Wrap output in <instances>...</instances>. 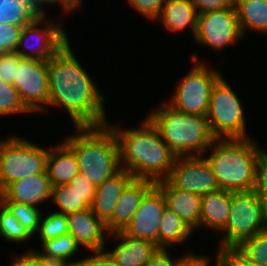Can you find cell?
<instances>
[{"label":"cell","mask_w":267,"mask_h":266,"mask_svg":"<svg viewBox=\"0 0 267 266\" xmlns=\"http://www.w3.org/2000/svg\"><path fill=\"white\" fill-rule=\"evenodd\" d=\"M91 78L68 41L48 61V106L64 107L75 126L107 124L103 94Z\"/></svg>","instance_id":"obj_1"},{"label":"cell","mask_w":267,"mask_h":266,"mask_svg":"<svg viewBox=\"0 0 267 266\" xmlns=\"http://www.w3.org/2000/svg\"><path fill=\"white\" fill-rule=\"evenodd\" d=\"M142 122L138 129H120L118 124H107L118 140L121 168L134 178L157 183L168 178L177 156L148 118Z\"/></svg>","instance_id":"obj_2"},{"label":"cell","mask_w":267,"mask_h":266,"mask_svg":"<svg viewBox=\"0 0 267 266\" xmlns=\"http://www.w3.org/2000/svg\"><path fill=\"white\" fill-rule=\"evenodd\" d=\"M64 142L74 151L79 173L96 187L121 169L118 140L108 125L75 126Z\"/></svg>","instance_id":"obj_3"},{"label":"cell","mask_w":267,"mask_h":266,"mask_svg":"<svg viewBox=\"0 0 267 266\" xmlns=\"http://www.w3.org/2000/svg\"><path fill=\"white\" fill-rule=\"evenodd\" d=\"M210 148L212 153L205 158L220 189L254 190L259 146L253 138H216Z\"/></svg>","instance_id":"obj_4"},{"label":"cell","mask_w":267,"mask_h":266,"mask_svg":"<svg viewBox=\"0 0 267 266\" xmlns=\"http://www.w3.org/2000/svg\"><path fill=\"white\" fill-rule=\"evenodd\" d=\"M152 111L148 119L177 157L205 156L216 137L207 116L179 112L167 103Z\"/></svg>","instance_id":"obj_5"},{"label":"cell","mask_w":267,"mask_h":266,"mask_svg":"<svg viewBox=\"0 0 267 266\" xmlns=\"http://www.w3.org/2000/svg\"><path fill=\"white\" fill-rule=\"evenodd\" d=\"M49 149L15 135L0 141V193L12 182L46 172Z\"/></svg>","instance_id":"obj_6"},{"label":"cell","mask_w":267,"mask_h":266,"mask_svg":"<svg viewBox=\"0 0 267 266\" xmlns=\"http://www.w3.org/2000/svg\"><path fill=\"white\" fill-rule=\"evenodd\" d=\"M267 228V206L254 190L231 192L230 215L219 249L235 248ZM226 232V233H225Z\"/></svg>","instance_id":"obj_7"},{"label":"cell","mask_w":267,"mask_h":266,"mask_svg":"<svg viewBox=\"0 0 267 266\" xmlns=\"http://www.w3.org/2000/svg\"><path fill=\"white\" fill-rule=\"evenodd\" d=\"M237 96L223 77L215 83L206 116L216 138H250L246 135L243 106Z\"/></svg>","instance_id":"obj_8"},{"label":"cell","mask_w":267,"mask_h":266,"mask_svg":"<svg viewBox=\"0 0 267 266\" xmlns=\"http://www.w3.org/2000/svg\"><path fill=\"white\" fill-rule=\"evenodd\" d=\"M221 77L219 71L209 70L204 62H196L182 77L167 104L179 112L206 116L213 87Z\"/></svg>","instance_id":"obj_9"},{"label":"cell","mask_w":267,"mask_h":266,"mask_svg":"<svg viewBox=\"0 0 267 266\" xmlns=\"http://www.w3.org/2000/svg\"><path fill=\"white\" fill-rule=\"evenodd\" d=\"M45 17V14H43L32 24L22 28L15 51L20 57L48 62L69 41L67 33L65 32L66 30H64L62 25L60 23L54 24L51 21H46ZM40 24L44 27L40 28ZM30 37H32L31 39L33 40H37L38 44L36 43V47L32 45L35 41L30 42L31 44L28 43ZM33 37H35V39ZM21 46L26 49H23V47L21 49ZM26 50L28 51L26 52Z\"/></svg>","instance_id":"obj_10"},{"label":"cell","mask_w":267,"mask_h":266,"mask_svg":"<svg viewBox=\"0 0 267 266\" xmlns=\"http://www.w3.org/2000/svg\"><path fill=\"white\" fill-rule=\"evenodd\" d=\"M242 37L234 5L223 10L198 15L193 37L198 44L206 45L215 51H222Z\"/></svg>","instance_id":"obj_11"},{"label":"cell","mask_w":267,"mask_h":266,"mask_svg":"<svg viewBox=\"0 0 267 266\" xmlns=\"http://www.w3.org/2000/svg\"><path fill=\"white\" fill-rule=\"evenodd\" d=\"M13 85L31 112L45 111L49 103L48 62L21 58Z\"/></svg>","instance_id":"obj_12"},{"label":"cell","mask_w":267,"mask_h":266,"mask_svg":"<svg viewBox=\"0 0 267 266\" xmlns=\"http://www.w3.org/2000/svg\"><path fill=\"white\" fill-rule=\"evenodd\" d=\"M167 180L200 196L220 189L211 165L202 156L177 157Z\"/></svg>","instance_id":"obj_13"},{"label":"cell","mask_w":267,"mask_h":266,"mask_svg":"<svg viewBox=\"0 0 267 266\" xmlns=\"http://www.w3.org/2000/svg\"><path fill=\"white\" fill-rule=\"evenodd\" d=\"M166 207L167 203L162 191L155 186L144 197L122 232L132 238L150 241L159 247V228Z\"/></svg>","instance_id":"obj_14"},{"label":"cell","mask_w":267,"mask_h":266,"mask_svg":"<svg viewBox=\"0 0 267 266\" xmlns=\"http://www.w3.org/2000/svg\"><path fill=\"white\" fill-rule=\"evenodd\" d=\"M156 186V182L133 178L123 189L111 218L105 223L109 234L123 231L131 221L144 197Z\"/></svg>","instance_id":"obj_15"},{"label":"cell","mask_w":267,"mask_h":266,"mask_svg":"<svg viewBox=\"0 0 267 266\" xmlns=\"http://www.w3.org/2000/svg\"><path fill=\"white\" fill-rule=\"evenodd\" d=\"M52 187L46 171L12 182L0 193V201L19 202L38 208V204L47 200L51 201Z\"/></svg>","instance_id":"obj_16"},{"label":"cell","mask_w":267,"mask_h":266,"mask_svg":"<svg viewBox=\"0 0 267 266\" xmlns=\"http://www.w3.org/2000/svg\"><path fill=\"white\" fill-rule=\"evenodd\" d=\"M68 234L72 235L78 245L85 246L89 251L105 249V232L109 236L106 224L87 208L68 214Z\"/></svg>","instance_id":"obj_17"},{"label":"cell","mask_w":267,"mask_h":266,"mask_svg":"<svg viewBox=\"0 0 267 266\" xmlns=\"http://www.w3.org/2000/svg\"><path fill=\"white\" fill-rule=\"evenodd\" d=\"M162 191L167 207L175 212L192 230L201 226V196L174 187L167 179L156 183Z\"/></svg>","instance_id":"obj_18"},{"label":"cell","mask_w":267,"mask_h":266,"mask_svg":"<svg viewBox=\"0 0 267 266\" xmlns=\"http://www.w3.org/2000/svg\"><path fill=\"white\" fill-rule=\"evenodd\" d=\"M133 178L134 176L130 172L121 168L96 187L95 197L90 208L104 223L111 218L123 189Z\"/></svg>","instance_id":"obj_19"},{"label":"cell","mask_w":267,"mask_h":266,"mask_svg":"<svg viewBox=\"0 0 267 266\" xmlns=\"http://www.w3.org/2000/svg\"><path fill=\"white\" fill-rule=\"evenodd\" d=\"M109 236L120 242H117L112 251H107L120 266H145L159 248L150 241L132 238L122 231L111 233Z\"/></svg>","instance_id":"obj_20"},{"label":"cell","mask_w":267,"mask_h":266,"mask_svg":"<svg viewBox=\"0 0 267 266\" xmlns=\"http://www.w3.org/2000/svg\"><path fill=\"white\" fill-rule=\"evenodd\" d=\"M53 148L49 150L46 168L51 184H69L79 173L76 155L64 141Z\"/></svg>","instance_id":"obj_21"},{"label":"cell","mask_w":267,"mask_h":266,"mask_svg":"<svg viewBox=\"0 0 267 266\" xmlns=\"http://www.w3.org/2000/svg\"><path fill=\"white\" fill-rule=\"evenodd\" d=\"M231 191L216 190L201 196V225L221 231L230 215Z\"/></svg>","instance_id":"obj_22"},{"label":"cell","mask_w":267,"mask_h":266,"mask_svg":"<svg viewBox=\"0 0 267 266\" xmlns=\"http://www.w3.org/2000/svg\"><path fill=\"white\" fill-rule=\"evenodd\" d=\"M198 14L190 0H165L161 19L167 30L180 33L185 28H191L193 36L196 32Z\"/></svg>","instance_id":"obj_23"},{"label":"cell","mask_w":267,"mask_h":266,"mask_svg":"<svg viewBox=\"0 0 267 266\" xmlns=\"http://www.w3.org/2000/svg\"><path fill=\"white\" fill-rule=\"evenodd\" d=\"M243 36L251 29L267 34V0H234Z\"/></svg>","instance_id":"obj_24"},{"label":"cell","mask_w":267,"mask_h":266,"mask_svg":"<svg viewBox=\"0 0 267 266\" xmlns=\"http://www.w3.org/2000/svg\"><path fill=\"white\" fill-rule=\"evenodd\" d=\"M192 231L175 212L166 207L159 228V248L183 243Z\"/></svg>","instance_id":"obj_25"},{"label":"cell","mask_w":267,"mask_h":266,"mask_svg":"<svg viewBox=\"0 0 267 266\" xmlns=\"http://www.w3.org/2000/svg\"><path fill=\"white\" fill-rule=\"evenodd\" d=\"M41 15L27 0H0V24L24 27Z\"/></svg>","instance_id":"obj_26"},{"label":"cell","mask_w":267,"mask_h":266,"mask_svg":"<svg viewBox=\"0 0 267 266\" xmlns=\"http://www.w3.org/2000/svg\"><path fill=\"white\" fill-rule=\"evenodd\" d=\"M43 253L37 252L42 258L50 261L60 262L67 266H78L80 260L69 261L78 251L79 245L75 238L70 235L59 236L42 242Z\"/></svg>","instance_id":"obj_27"},{"label":"cell","mask_w":267,"mask_h":266,"mask_svg":"<svg viewBox=\"0 0 267 266\" xmlns=\"http://www.w3.org/2000/svg\"><path fill=\"white\" fill-rule=\"evenodd\" d=\"M52 202L57 205L60 214H71L81 211L90 206L82 199L81 195L72 188L70 184L57 185L52 187Z\"/></svg>","instance_id":"obj_28"},{"label":"cell","mask_w":267,"mask_h":266,"mask_svg":"<svg viewBox=\"0 0 267 266\" xmlns=\"http://www.w3.org/2000/svg\"><path fill=\"white\" fill-rule=\"evenodd\" d=\"M256 266H267V228L243 240L235 247Z\"/></svg>","instance_id":"obj_29"},{"label":"cell","mask_w":267,"mask_h":266,"mask_svg":"<svg viewBox=\"0 0 267 266\" xmlns=\"http://www.w3.org/2000/svg\"><path fill=\"white\" fill-rule=\"evenodd\" d=\"M0 236L5 240L26 242L32 235L19 223L11 211L0 201Z\"/></svg>","instance_id":"obj_30"},{"label":"cell","mask_w":267,"mask_h":266,"mask_svg":"<svg viewBox=\"0 0 267 266\" xmlns=\"http://www.w3.org/2000/svg\"><path fill=\"white\" fill-rule=\"evenodd\" d=\"M25 112L31 111L22 102L14 85L0 79V116Z\"/></svg>","instance_id":"obj_31"},{"label":"cell","mask_w":267,"mask_h":266,"mask_svg":"<svg viewBox=\"0 0 267 266\" xmlns=\"http://www.w3.org/2000/svg\"><path fill=\"white\" fill-rule=\"evenodd\" d=\"M2 203L11 211L13 216L32 236L38 232L42 216L39 208H34L19 202Z\"/></svg>","instance_id":"obj_32"},{"label":"cell","mask_w":267,"mask_h":266,"mask_svg":"<svg viewBox=\"0 0 267 266\" xmlns=\"http://www.w3.org/2000/svg\"><path fill=\"white\" fill-rule=\"evenodd\" d=\"M39 238L41 243L48 239L57 238L68 234V218L65 214L52 212L40 219Z\"/></svg>","instance_id":"obj_33"},{"label":"cell","mask_w":267,"mask_h":266,"mask_svg":"<svg viewBox=\"0 0 267 266\" xmlns=\"http://www.w3.org/2000/svg\"><path fill=\"white\" fill-rule=\"evenodd\" d=\"M254 191L267 206V151L259 147Z\"/></svg>","instance_id":"obj_34"},{"label":"cell","mask_w":267,"mask_h":266,"mask_svg":"<svg viewBox=\"0 0 267 266\" xmlns=\"http://www.w3.org/2000/svg\"><path fill=\"white\" fill-rule=\"evenodd\" d=\"M22 26L0 24V53L15 52Z\"/></svg>","instance_id":"obj_35"},{"label":"cell","mask_w":267,"mask_h":266,"mask_svg":"<svg viewBox=\"0 0 267 266\" xmlns=\"http://www.w3.org/2000/svg\"><path fill=\"white\" fill-rule=\"evenodd\" d=\"M134 10L150 20L161 15L165 0H127Z\"/></svg>","instance_id":"obj_36"},{"label":"cell","mask_w":267,"mask_h":266,"mask_svg":"<svg viewBox=\"0 0 267 266\" xmlns=\"http://www.w3.org/2000/svg\"><path fill=\"white\" fill-rule=\"evenodd\" d=\"M9 266H67L66 264L42 258L37 251L29 249L15 256Z\"/></svg>","instance_id":"obj_37"},{"label":"cell","mask_w":267,"mask_h":266,"mask_svg":"<svg viewBox=\"0 0 267 266\" xmlns=\"http://www.w3.org/2000/svg\"><path fill=\"white\" fill-rule=\"evenodd\" d=\"M20 57L16 52L0 53V79L13 84Z\"/></svg>","instance_id":"obj_38"},{"label":"cell","mask_w":267,"mask_h":266,"mask_svg":"<svg viewBox=\"0 0 267 266\" xmlns=\"http://www.w3.org/2000/svg\"><path fill=\"white\" fill-rule=\"evenodd\" d=\"M217 254L218 266H256L236 248L219 249Z\"/></svg>","instance_id":"obj_39"},{"label":"cell","mask_w":267,"mask_h":266,"mask_svg":"<svg viewBox=\"0 0 267 266\" xmlns=\"http://www.w3.org/2000/svg\"><path fill=\"white\" fill-rule=\"evenodd\" d=\"M82 197V199L91 206L95 197L96 186L90 183L82 174L78 173L69 183Z\"/></svg>","instance_id":"obj_40"},{"label":"cell","mask_w":267,"mask_h":266,"mask_svg":"<svg viewBox=\"0 0 267 266\" xmlns=\"http://www.w3.org/2000/svg\"><path fill=\"white\" fill-rule=\"evenodd\" d=\"M198 15L223 10L234 5V0H190Z\"/></svg>","instance_id":"obj_41"},{"label":"cell","mask_w":267,"mask_h":266,"mask_svg":"<svg viewBox=\"0 0 267 266\" xmlns=\"http://www.w3.org/2000/svg\"><path fill=\"white\" fill-rule=\"evenodd\" d=\"M93 254L80 260L78 266H120L105 250L94 251Z\"/></svg>","instance_id":"obj_42"},{"label":"cell","mask_w":267,"mask_h":266,"mask_svg":"<svg viewBox=\"0 0 267 266\" xmlns=\"http://www.w3.org/2000/svg\"><path fill=\"white\" fill-rule=\"evenodd\" d=\"M181 258L171 259L167 248H158L145 266H177Z\"/></svg>","instance_id":"obj_43"},{"label":"cell","mask_w":267,"mask_h":266,"mask_svg":"<svg viewBox=\"0 0 267 266\" xmlns=\"http://www.w3.org/2000/svg\"><path fill=\"white\" fill-rule=\"evenodd\" d=\"M201 256V257H200ZM198 256L197 254H187L178 261L177 266H208L210 265L209 263V258L200 255Z\"/></svg>","instance_id":"obj_44"},{"label":"cell","mask_w":267,"mask_h":266,"mask_svg":"<svg viewBox=\"0 0 267 266\" xmlns=\"http://www.w3.org/2000/svg\"><path fill=\"white\" fill-rule=\"evenodd\" d=\"M82 0H50V4L55 5L56 3L62 4L64 11L70 12L71 10L78 8L82 3Z\"/></svg>","instance_id":"obj_45"},{"label":"cell","mask_w":267,"mask_h":266,"mask_svg":"<svg viewBox=\"0 0 267 266\" xmlns=\"http://www.w3.org/2000/svg\"><path fill=\"white\" fill-rule=\"evenodd\" d=\"M39 13L45 14L43 10V4H49L50 0H27Z\"/></svg>","instance_id":"obj_46"},{"label":"cell","mask_w":267,"mask_h":266,"mask_svg":"<svg viewBox=\"0 0 267 266\" xmlns=\"http://www.w3.org/2000/svg\"><path fill=\"white\" fill-rule=\"evenodd\" d=\"M215 264H216L215 266H218V259H217V257H216V263Z\"/></svg>","instance_id":"obj_47"}]
</instances>
